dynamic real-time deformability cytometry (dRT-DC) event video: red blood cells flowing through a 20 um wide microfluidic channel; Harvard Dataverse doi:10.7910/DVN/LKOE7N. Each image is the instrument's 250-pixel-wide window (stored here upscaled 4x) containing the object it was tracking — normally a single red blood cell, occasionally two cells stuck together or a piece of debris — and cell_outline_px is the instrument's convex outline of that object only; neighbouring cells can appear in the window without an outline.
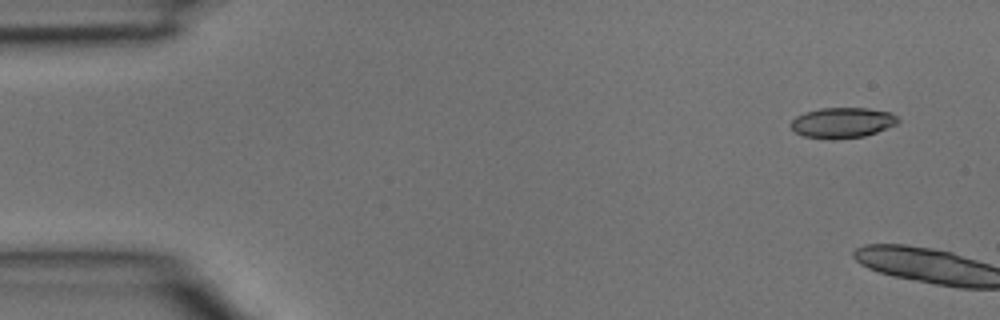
{"species": "common noctule bat (a hibernating species)", "species_latin": "Nyctalus noctula", "temperature_condition": "room temperature", "stored_images_in_passage": 5, "camera_frame_rate_fps": 3000, "um_per_image_px": 0.085, "animal": {"sex": "male", "body_mass_g": 15.6}, "frame": {"image": 1, "passage_image": 1, "time_ms": 0.0, "image_size_px": [1000, 320], "cell_outline_px": [[900, 120], [896, 124], [888, 128], [864, 136], [832, 140], [804, 136], [796, 132], [788, 124], [796, 116], [804, 112], [820, 108], [868, 108], [892, 112]], "centroid_in_image_um": [71.59, 10.43], "position_along_channel_um": 13.4, "area_um2": 19.19}}